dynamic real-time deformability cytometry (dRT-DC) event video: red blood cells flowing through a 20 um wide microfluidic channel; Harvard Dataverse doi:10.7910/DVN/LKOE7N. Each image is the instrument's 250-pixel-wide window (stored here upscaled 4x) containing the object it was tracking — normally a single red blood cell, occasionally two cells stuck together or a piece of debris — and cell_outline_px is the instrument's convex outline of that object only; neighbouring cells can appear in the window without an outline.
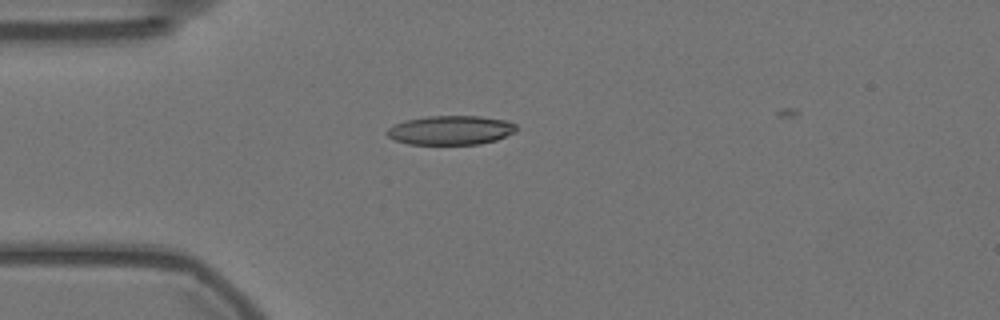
{"species": "Egyptian fruit bat (a non-hibernating species)", "species_latin": "Rousettus aegyptiacus", "temperature_condition": "warm", "stored_images_in_passage": 35, "camera_frame_rate_fps": 3000, "um_per_image_px": 0.085, "animal": {"sex": "female"}, "frame": {"image": 1, "passage_image": 1, "time_ms": 0.0, "image_size_px": [1000, 320], "cell_outline_px": [[516, 132], [496, 140], [480, 144], [408, 144], [396, 140], [388, 136], [384, 132], [388, 128], [404, 120], [428, 116], [480, 116], [508, 120], [516, 124]], "centroid_in_image_um": [38.33, 11.06], "position_along_channel_um": 46.7, "area_um2": 22.08}}
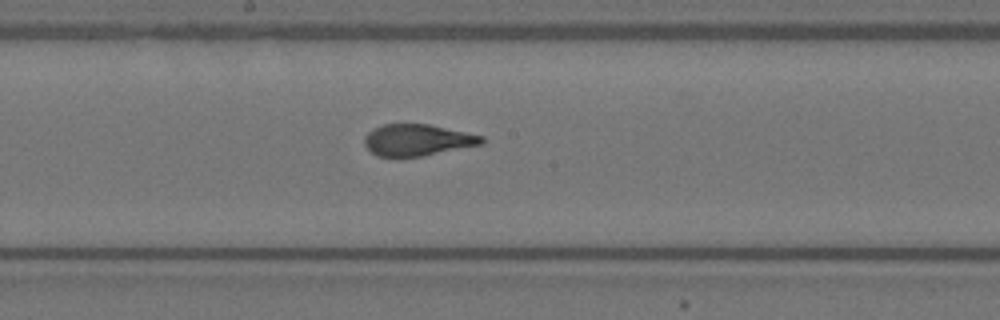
{"frame": {"image": 2, "passage_image": 16, "time_ms": 5.0, "image_size_px": [1000, 320], "cell_outline_px": [[484, 144], [400, 160], [376, 156], [364, 144], [364, 136], [372, 128], [384, 124], [428, 124], [484, 136]], "centroid_in_image_um": [35.43, 11.94], "position_along_channel_um": 212.8, "area_um2": 22.08}}
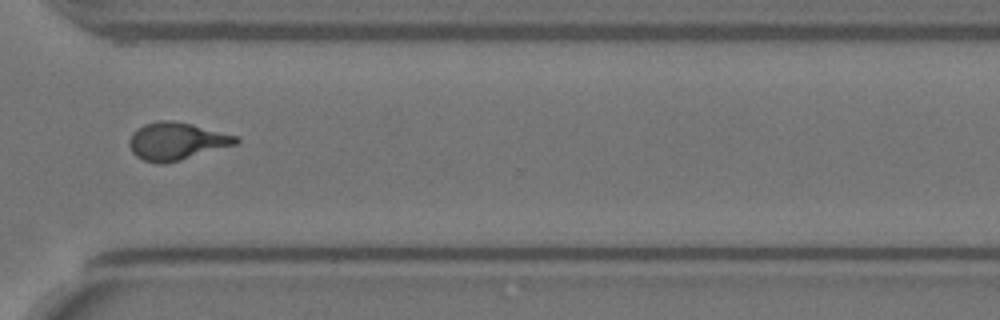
{"frame": {"image": 3, "passage_image": 28, "time_ms": 9.0, "image_size_px": [1000, 320], "cell_outline_px": [[240, 140], [236, 144], [180, 160], [160, 164], [144, 160], [136, 156], [132, 152], [128, 144], [128, 140], [132, 132], [136, 128], [144, 124], [160, 120], [172, 120], [192, 124], [236, 136]], "centroid_in_image_um": [14.94, 11.99], "position_along_channel_um": 355.7, "area_um2": 23.18}, "authors_computed_cell_mechanics": {"area_um2": 22.3686, "velocity_mm_per_s": 3.5825, "shape_relaxation_time_tau1_ms": 5.822, "shape_relaxation_time_tau2_ms": null, "deformation_change_tau1": 0.2122, "deformation_change_tau2": null}}